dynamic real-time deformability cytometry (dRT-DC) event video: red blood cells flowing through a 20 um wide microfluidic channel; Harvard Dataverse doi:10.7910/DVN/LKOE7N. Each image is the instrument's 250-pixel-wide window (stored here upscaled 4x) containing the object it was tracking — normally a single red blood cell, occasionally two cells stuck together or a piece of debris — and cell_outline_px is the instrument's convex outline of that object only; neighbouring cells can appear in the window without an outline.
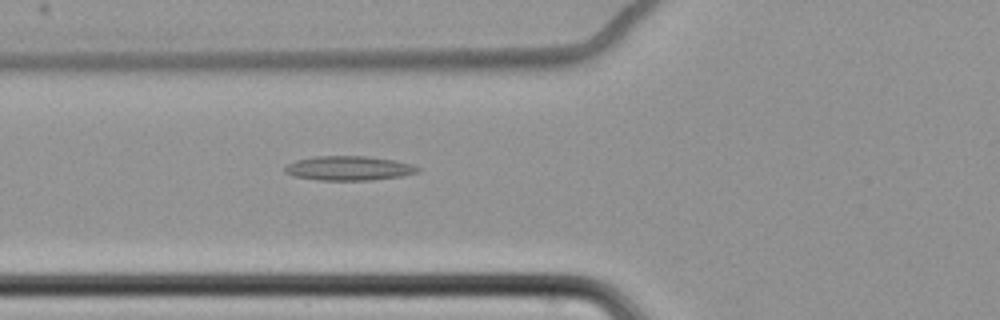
{"species": "common noctule bat (a hibernating species)", "species_latin": "Nyctalus noctula", "temperature_condition": "cold", "stored_images_in_passage": 50, "camera_frame_rate_fps": 3000, "um_per_image_px": 0.085, "animal": {"sex": "female", "body_mass_g": 22.7, "forearm_length_mm": 54.2}, "frame": {"image": 1, "passage_image": 13, "time_ms": 4.0, "image_size_px": [1000, 320], "cell_outline_px": [[420, 172], [400, 176], [372, 180], [320, 180], [296, 176], [284, 172], [284, 168], [288, 164], [296, 160], [312, 156], [368, 156], [392, 160], [412, 164], [420, 168]], "centroid_in_image_um": [29.66, 14.29], "position_along_channel_um": 96.1, "area_um2": 18.79}}
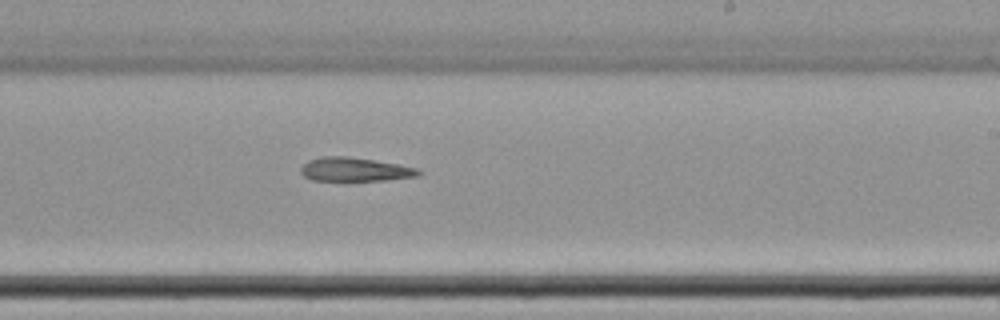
{"frame": {"image": 2, "passage_image": 27, "time_ms": 8.667, "image_size_px": [1000, 320], "cell_outline_px": [[420, 172], [416, 176], [384, 180], [312, 180], [304, 176], [300, 172], [300, 168], [308, 160], [320, 156], [348, 156], [396, 164], [416, 168]], "centroid_in_image_um": [30.07, 14.39], "position_along_channel_um": 258.9, "area_um2": 16.01}}
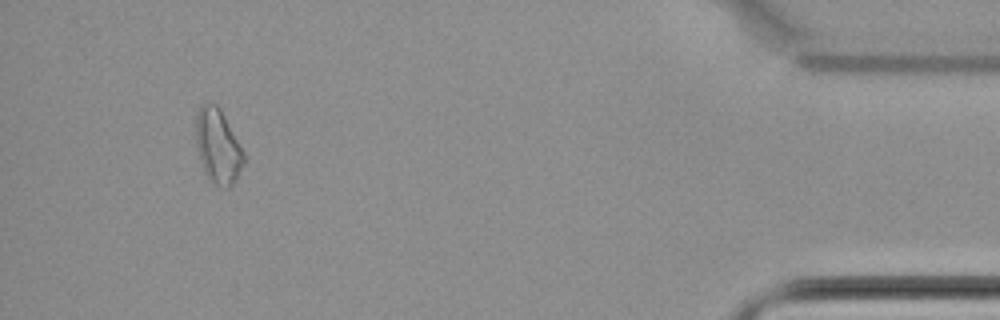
{"frame": {"image": 3, "passage_image": 46, "time_ms": 15.0, "image_size_px": [1000, 320], "cell_outline_px": [[248, 156], [244, 164], [232, 184], [228, 188], [216, 184], [208, 180], [204, 172], [200, 160], [196, 144], [196, 112], [200, 104], [204, 100], [208, 100], [216, 104], [220, 108]], "centroid_in_image_um": [18.53, 12.37], "position_along_channel_um": 416.7, "area_um2": 21.39}, "authors_computed_cell_mechanics": {"area_um2": 18.0625, "velocity_mm_per_s": 3.4899, "shape_relaxation_time_tau1_ms": null, "shape_relaxation_time_tau2_ms": 4.0444, "deformation_change_tau1": null, "deformation_change_tau2": 0.1374}}